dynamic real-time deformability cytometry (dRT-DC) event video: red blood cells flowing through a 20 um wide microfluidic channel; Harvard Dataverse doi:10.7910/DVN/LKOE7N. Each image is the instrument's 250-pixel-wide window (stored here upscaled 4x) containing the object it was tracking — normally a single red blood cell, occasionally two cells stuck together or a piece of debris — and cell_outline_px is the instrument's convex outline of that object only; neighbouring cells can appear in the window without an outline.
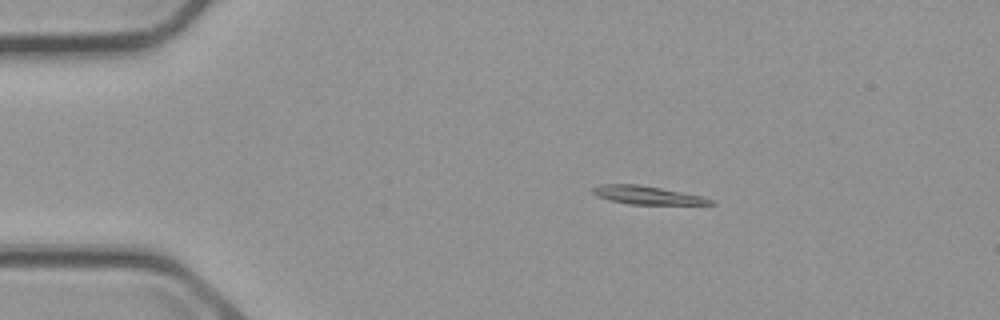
{"species": "common noctule bat (a hibernating species)", "species_latin": "Nyctalus noctula", "temperature_condition": "cold", "stored_images_in_passage": 4, "camera_frame_rate_fps": 3000, "um_per_image_px": 0.085, "animal": {"sex": "male", "body_mass_g": 23.1, "forearm_length_mm": 52.7}, "frame": {"image": 1, "passage_image": 2, "time_ms": 2.333, "image_size_px": [1000, 320], "cell_outline_px": [[716, 204], [632, 204], [612, 200], [596, 196], [592, 192], [592, 188], [600, 184], [640, 184], [700, 196], [716, 200]], "centroid_in_image_um": [55.0, 16.58], "position_along_channel_um": 30.0, "area_um2": 12.31}}